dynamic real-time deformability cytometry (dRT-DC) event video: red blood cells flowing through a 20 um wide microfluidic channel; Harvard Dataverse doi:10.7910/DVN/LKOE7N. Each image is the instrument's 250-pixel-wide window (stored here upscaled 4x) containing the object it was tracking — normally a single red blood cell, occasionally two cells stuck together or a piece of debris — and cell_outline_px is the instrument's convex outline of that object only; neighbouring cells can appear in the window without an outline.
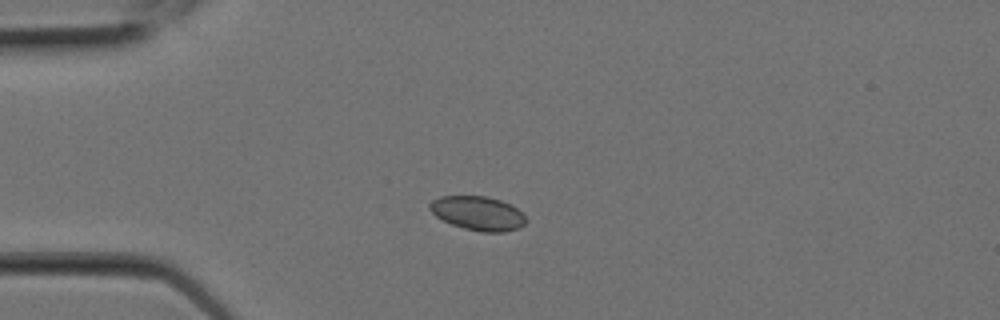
{"species": "Egyptian fruit bat (a non-hibernating species)", "species_latin": "Rousettus aegyptiacus", "temperature_condition": "room temperature", "stored_images_in_passage": 5, "camera_frame_rate_fps": 3000, "um_per_image_px": 0.085, "animal": {"sex": "female"}, "frame": {"image": 1, "passage_image": 4, "time_ms": 1.0, "image_size_px": [1000, 320], "cell_outline_px": [[528, 220], [524, 224], [516, 228], [504, 232], [480, 232], [464, 228], [452, 224], [436, 216], [428, 208], [428, 204], [432, 200], [440, 196], [488, 196], [512, 204]], "centroid_in_image_um": [40.61, 18.12], "position_along_channel_um": 44.4, "area_um2": 19.07}}